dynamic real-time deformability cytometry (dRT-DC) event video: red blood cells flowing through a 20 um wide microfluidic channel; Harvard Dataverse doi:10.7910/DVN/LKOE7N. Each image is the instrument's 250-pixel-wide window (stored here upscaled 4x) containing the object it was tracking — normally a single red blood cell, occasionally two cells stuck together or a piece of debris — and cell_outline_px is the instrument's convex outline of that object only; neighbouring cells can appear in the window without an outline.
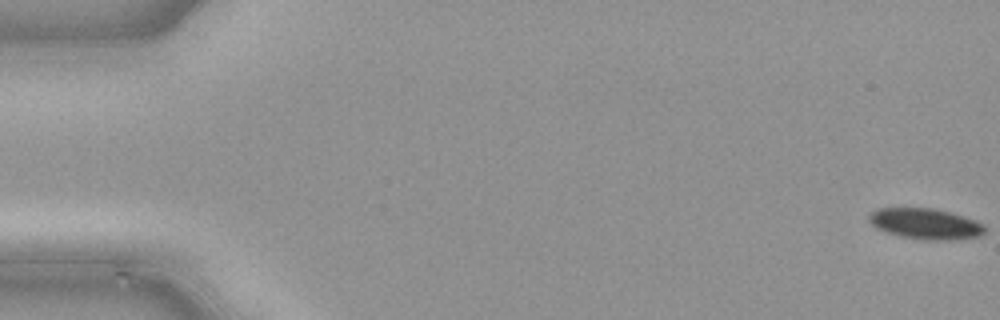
{"species": "common noctule bat (a hibernating species)", "species_latin": "Nyctalus noctula", "temperature_condition": "cold", "stored_images_in_passage": 49, "camera_frame_rate_fps": 3000, "um_per_image_px": 0.085, "animal": {"sex": "male", "body_mass_g": 21.5, "forearm_length_mm": 52.0}, "frame": {"image": 1, "passage_image": 1, "time_ms": 0.0, "image_size_px": [1000, 320], "cell_outline_px": [[984, 232], [980, 236], [944, 240], [928, 240], [900, 236], [876, 228], [868, 220], [868, 216], [876, 208], [932, 208], [948, 212], [976, 220], [984, 224]], "centroid_in_image_um": [78.64, 19.01], "position_along_channel_um": 6.4, "area_um2": 20.52}}
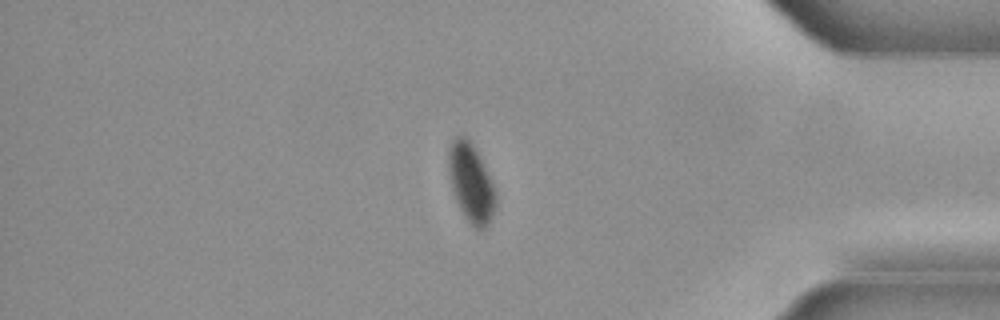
{"frame": {"image": 2, "passage_image": 42, "time_ms": 13.667, "image_size_px": [1000, 320], "cell_outline_px": [[496, 204], [492, 216], [488, 224], [480, 232], [468, 220], [460, 208], [456, 200], [452, 188], [448, 172], [448, 148], [452, 140], [460, 132], [476, 148], [480, 156], [496, 192]], "centroid_in_image_um": [40.03, 15.51], "position_along_channel_um": 395.2, "area_um2": 21.56}}
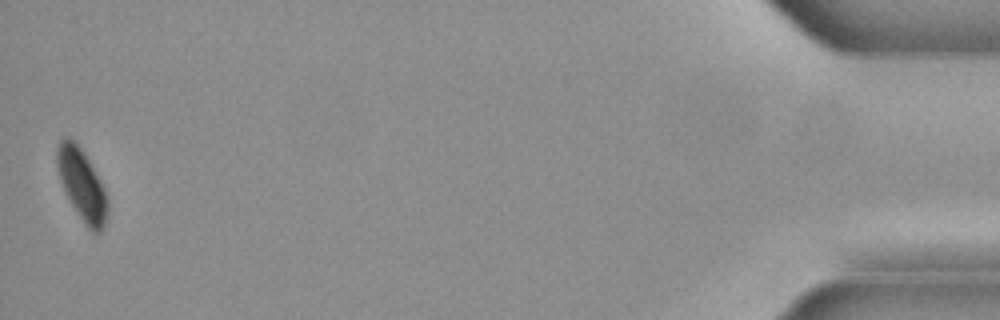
{"frame": {"image": 3, "passage_image": 49, "time_ms": 16.0, "image_size_px": [1000, 320], "cell_outline_px": [[108, 212], [104, 224], [100, 232], [92, 232], [84, 224], [72, 204], [60, 180], [56, 164], [56, 148], [60, 140], [64, 136], [68, 136], [80, 148], [96, 172], [108, 196]], "centroid_in_image_um": [6.96, 15.69], "position_along_channel_um": 428.2, "area_um2": 20.81}}